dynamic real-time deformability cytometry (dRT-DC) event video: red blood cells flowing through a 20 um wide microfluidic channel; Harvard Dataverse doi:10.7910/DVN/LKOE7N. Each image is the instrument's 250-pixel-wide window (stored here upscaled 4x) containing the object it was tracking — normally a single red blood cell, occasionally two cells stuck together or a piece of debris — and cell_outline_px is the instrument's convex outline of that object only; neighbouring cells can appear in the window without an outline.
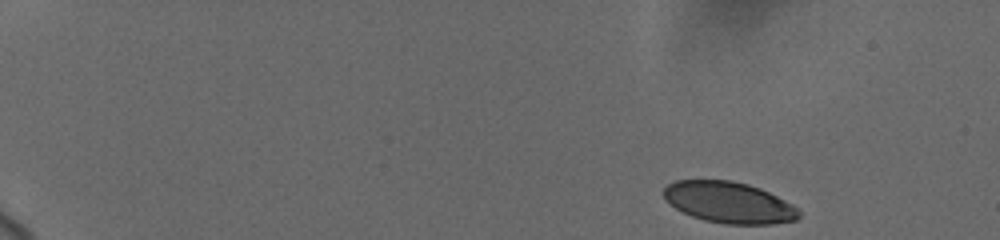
{"species": "human", "species_latin": "Homo sapiens", "temperature_condition": "cold", "stored_images_in_passage": 24, "camera_frame_rate_fps": 3000, "um_per_image_px": 0.085, "donor": {"sex": "female"}, "frame": {"image": 1, "passage_image": 1, "time_ms": 0.0, "image_size_px": [1000, 240], "cell_outline_px": [[800, 216], [796, 220], [772, 224], [724, 224], [704, 220], [692, 216], [676, 208], [664, 196], [664, 188], [668, 184], [676, 180], [732, 180], [748, 184], [760, 188], [792, 204], [800, 212]], "centroid_in_image_um": [61.98, 17.21], "position_along_channel_um": 23.0, "area_um2": 32.25}}
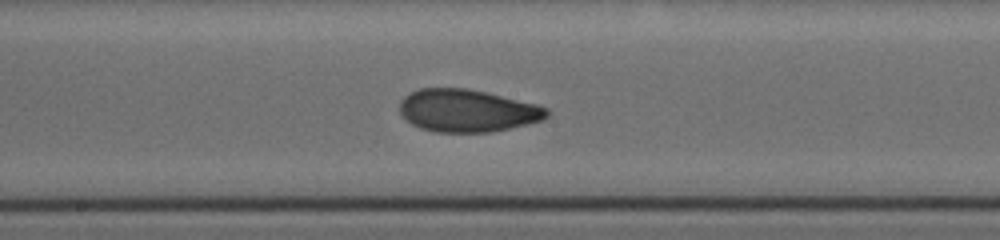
{"frame": {"image": 2, "passage_image": 13, "time_ms": 9.0, "image_size_px": [1000, 240], "cell_outline_px": [[548, 116], [544, 120], [528, 124], [492, 132], [436, 132], [420, 128], [412, 124], [400, 112], [400, 100], [404, 96], [420, 88], [468, 88], [536, 104], [548, 108]], "centroid_in_image_um": [39.73, 9.41], "position_along_channel_um": 208.5, "area_um2": 36.41}}
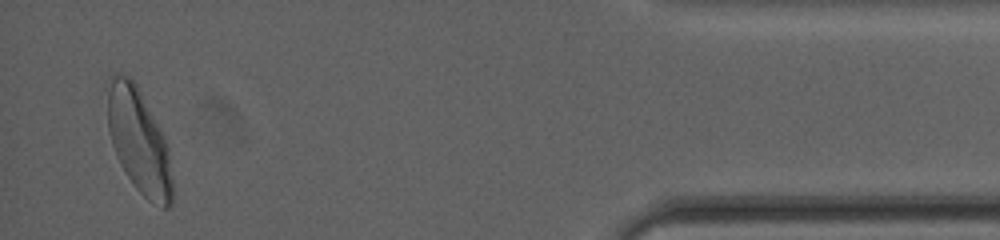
{"frame": {"image": 3, "passage_image": 24, "time_ms": 16.333, "image_size_px": [1000, 240], "cell_outline_px": [[172, 204], [168, 208], [160, 208], [148, 200], [136, 188], [124, 172], [116, 156], [112, 144], [108, 128], [104, 80], [108, 76], [116, 72], [128, 76], [136, 84], [160, 128], [168, 144], [172, 176]], "centroid_in_image_um": [11.76, 11.93], "position_along_channel_um": 423.4, "area_um2": 40.4}, "authors_computed_cell_mechanics": {"area_um2": 35.7204, "velocity_mm_per_s": 3.6796, "shape_relaxation_time_tau1_ms": 2.9089, "shape_relaxation_time_tau2_ms": 1.2228, "deformation_change_tau1": 0.1242, "deformation_change_tau2": 0.0562}}